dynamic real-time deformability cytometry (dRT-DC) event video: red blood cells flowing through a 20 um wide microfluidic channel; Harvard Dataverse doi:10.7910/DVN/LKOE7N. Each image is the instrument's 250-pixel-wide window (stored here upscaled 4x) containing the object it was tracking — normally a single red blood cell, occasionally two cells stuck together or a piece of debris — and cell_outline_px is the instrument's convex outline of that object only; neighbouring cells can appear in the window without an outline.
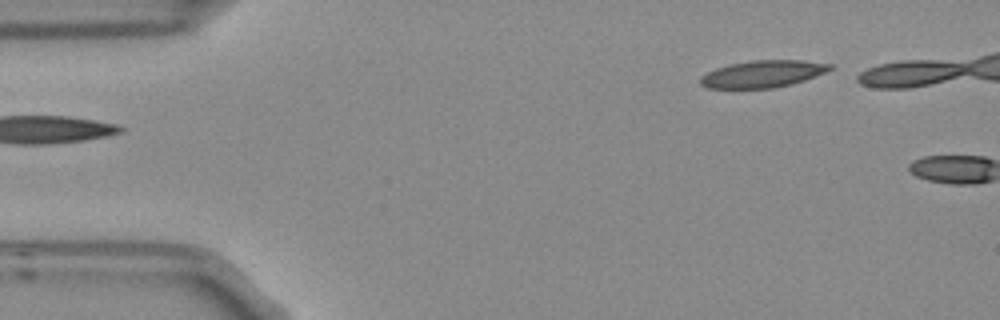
{"species": "Egyptian fruit bat (a non-hibernating species)", "species_latin": "Rousettus aegyptiacus", "temperature_condition": "room temperature", "stored_images_in_passage": 2, "camera_frame_rate_fps": 3000, "um_per_image_px": 0.085, "frame": {"image": 1, "passage_image": 1, "time_ms": 0.0, "image_size_px": [1000, 320], "cell_outline_px": [[832, 68], [824, 72], [804, 80], [792, 84], [772, 88], [708, 88], [700, 84], [700, 76], [716, 68], [728, 64], [752, 60], [804, 60], [832, 64]], "centroid_in_image_um": [64.81, 6.28], "position_along_channel_um": 20.2, "area_um2": 20.35}}